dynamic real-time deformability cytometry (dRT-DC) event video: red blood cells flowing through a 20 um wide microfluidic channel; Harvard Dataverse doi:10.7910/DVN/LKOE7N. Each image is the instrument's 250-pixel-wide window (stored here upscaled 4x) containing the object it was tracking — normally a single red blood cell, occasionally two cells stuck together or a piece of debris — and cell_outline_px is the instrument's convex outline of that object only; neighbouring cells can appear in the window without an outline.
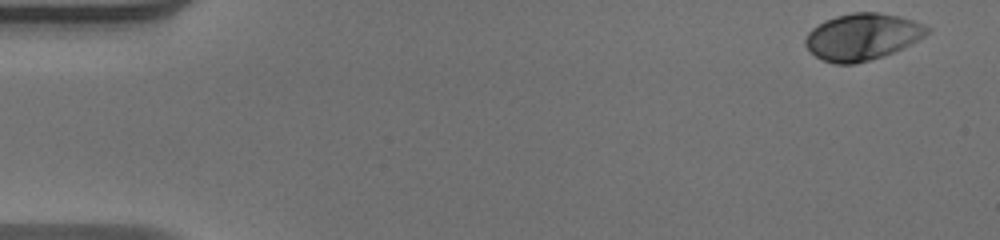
{"species": "human", "species_latin": "Homo sapiens", "temperature_condition": "warm", "stored_images_in_passage": 51, "camera_frame_rate_fps": 3000, "um_per_image_px": 0.085, "donor": {"sex": "male"}, "frame": {"image": 1, "passage_image": 1, "time_ms": 0.0, "image_size_px": [1000, 240], "cell_outline_px": [[932, 32], [892, 52], [868, 60], [852, 64], [836, 64], [824, 60], [816, 56], [804, 44], [804, 40], [808, 32], [812, 28], [824, 20], [836, 16], [852, 12], [876, 12], [896, 16], [912, 20], [932, 28]], "centroid_in_image_um": [73.27, 3.11], "position_along_channel_um": 11.7, "area_um2": 32.66}}
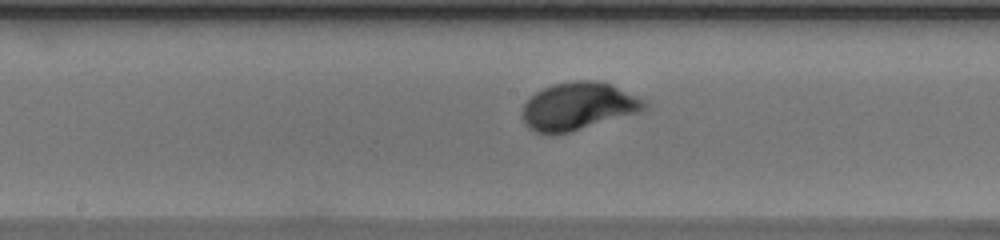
{"frame": {"image": 2, "passage_image": 26, "time_ms": 8.333, "image_size_px": [1000, 240], "cell_outline_px": [[648, 104], [640, 112], [568, 132], [552, 136], [536, 132], [528, 128], [524, 124], [524, 104], [536, 92], [552, 84], [572, 80], [596, 80], [612, 84]], "centroid_in_image_um": [49.1, 9.03], "position_along_channel_um": 199.1, "area_um2": 33.52}}
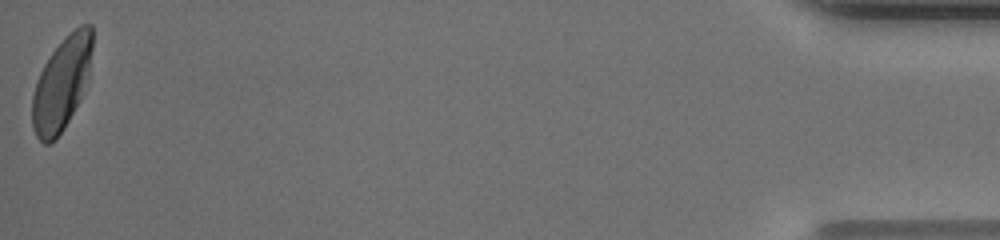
{"frame": {"image": 3, "passage_image": 51, "time_ms": 16.667, "image_size_px": [1000, 240], "cell_outline_px": [[92, 48], [88, 68], [80, 96], [64, 128], [48, 144], [44, 144], [36, 136], [32, 124], [32, 96], [36, 80], [44, 64], [52, 52], [80, 24], [92, 24]], "centroid_in_image_um": [5.19, 7.12], "position_along_channel_um": 430.0, "area_um2": 31.27}, "authors_computed_cell_mechanics": {"area_um2": 31.7322, "velocity_mm_per_s": 3.9216, "shape_relaxation_time_tau1_ms": 1.7105, "shape_relaxation_time_tau2_ms": null, "deformation_change_tau1": 0.1499, "deformation_change_tau2": null}}